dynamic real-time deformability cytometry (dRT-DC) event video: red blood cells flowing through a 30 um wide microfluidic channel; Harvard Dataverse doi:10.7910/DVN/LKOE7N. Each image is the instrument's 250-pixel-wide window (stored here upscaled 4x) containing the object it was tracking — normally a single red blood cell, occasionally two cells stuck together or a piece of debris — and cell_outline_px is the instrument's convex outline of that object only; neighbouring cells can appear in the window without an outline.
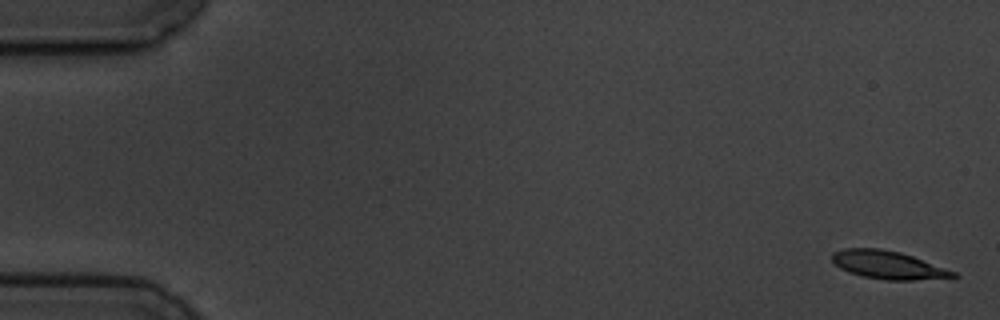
{"species": "common noctule bat (a hibernating species)", "species_latin": "Nyctalus noctula", "temperature_condition": "cold", "stored_images_in_passage": 7, "camera_frame_rate_fps": 3000, "um_per_image_px": 0.085, "animal": {"sex": "male", "body_mass_g": 19.5, "forearm_length_mm": 54.6}, "frame": {"image": 1, "passage_image": 1, "time_ms": 0.0, "image_size_px": [1000, 320], "cell_outline_px": [[960, 276], [912, 280], [884, 280], [864, 276], [848, 272], [832, 264], [832, 252], [844, 248], [880, 248], [900, 252], [912, 256], [956, 272]], "centroid_in_image_um": [75.42, 22.51], "position_along_channel_um": 9.6, "area_um2": 19.71}}
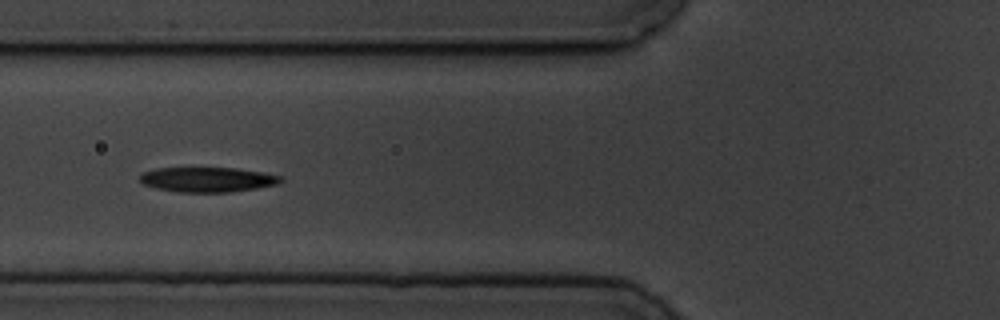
{"frame": {"image": 2, "passage_image": 6, "time_ms": 6.667, "image_size_px": [1000, 320], "cell_outline_px": [[284, 180], [276, 184], [256, 188], [228, 192], [176, 192], [156, 188], [144, 184], [140, 180], [140, 176], [144, 172], [156, 168], [236, 168], [284, 176]], "centroid_in_image_um": [17.65, 15.26], "position_along_channel_um": 108.2, "area_um2": 20.29}}
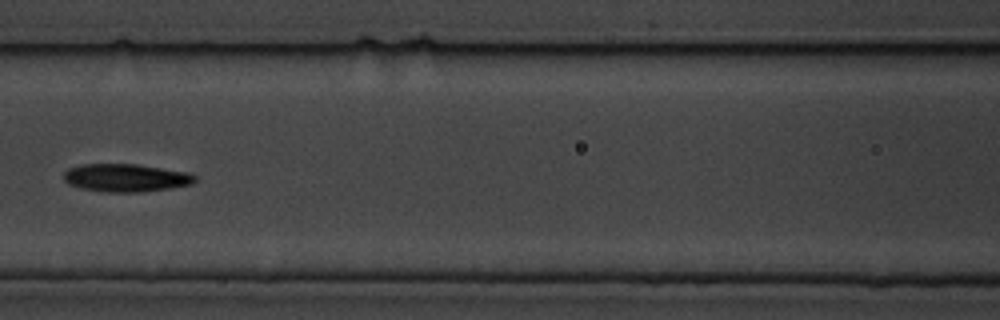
{"frame": {"image": 3, "passage_image": 7, "time_ms": 8.0, "image_size_px": [1000, 320], "cell_outline_px": [[196, 180], [192, 184], [172, 188], [140, 192], [108, 192], [84, 188], [68, 184], [64, 180], [64, 172], [68, 168], [80, 164], [136, 164], [188, 172], [196, 176]], "centroid_in_image_um": [10.71, 15.11], "position_along_channel_um": 155.9, "area_um2": 21.33}}